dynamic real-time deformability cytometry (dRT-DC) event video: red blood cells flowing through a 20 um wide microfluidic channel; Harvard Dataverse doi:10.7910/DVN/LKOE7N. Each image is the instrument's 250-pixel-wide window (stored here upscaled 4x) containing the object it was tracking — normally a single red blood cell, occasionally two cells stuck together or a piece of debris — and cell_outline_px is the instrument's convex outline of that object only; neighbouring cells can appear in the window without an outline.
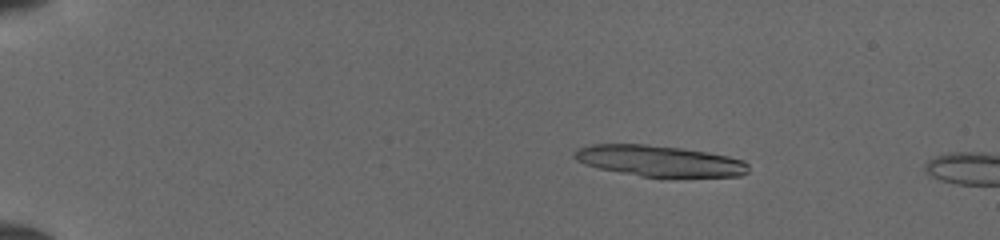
{"species": "common noctule bat (a hibernating species)", "species_latin": "Nyctalus noctula", "temperature_condition": "cold", "stored_images_in_passage": 51, "camera_frame_rate_fps": 3000, "um_per_image_px": 0.085, "animal": {"sex": "female", "body_mass_g": 19.5, "forearm_length_mm": 54.1}, "frame": {"image": 1, "passage_image": 10, "time_ms": 3.0, "image_size_px": [1000, 240], "cell_outline_px": [[748, 172], [740, 176], [668, 180], [640, 176], [600, 168], [584, 164], [576, 160], [572, 156], [580, 148], [592, 144], [644, 144], [680, 148], [728, 156], [744, 160], [748, 164]], "centroid_in_image_um": [56.13, 13.73], "position_along_channel_um": 28.9, "area_um2": 32.31}}
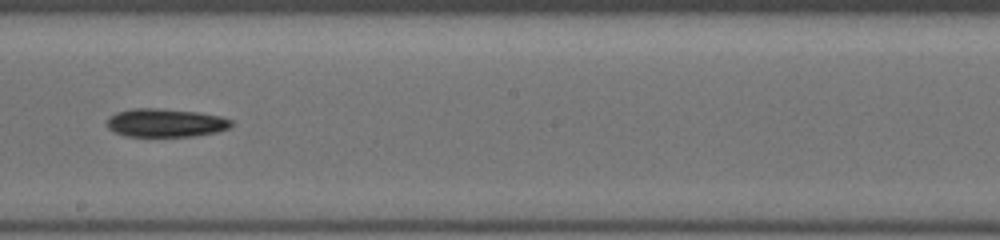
{"frame": {"image": 2, "passage_image": 32, "time_ms": 10.333, "image_size_px": [1000, 240], "cell_outline_px": [[232, 124], [228, 128], [216, 132], [192, 136], [124, 136], [108, 128], [108, 120], [116, 112], [132, 108], [156, 108], [196, 112], [220, 116], [232, 120]], "centroid_in_image_um": [14.07, 10.44], "position_along_channel_um": 234.1, "area_um2": 20.29}}
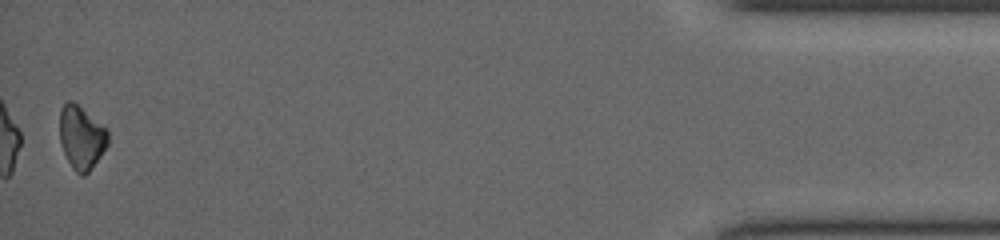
{"frame": {"image": 3, "passage_image": 51, "time_ms": 16.667, "image_size_px": [1000, 240], "cell_outline_px": [[108, 144], [100, 156], [88, 172], [84, 176], [80, 176], [72, 168], [64, 152], [60, 140], [60, 108], [68, 100], [72, 100], [104, 128], [108, 132]], "centroid_in_image_um": [6.9, 11.7], "position_along_channel_um": 428.3, "area_um2": 17.4}}